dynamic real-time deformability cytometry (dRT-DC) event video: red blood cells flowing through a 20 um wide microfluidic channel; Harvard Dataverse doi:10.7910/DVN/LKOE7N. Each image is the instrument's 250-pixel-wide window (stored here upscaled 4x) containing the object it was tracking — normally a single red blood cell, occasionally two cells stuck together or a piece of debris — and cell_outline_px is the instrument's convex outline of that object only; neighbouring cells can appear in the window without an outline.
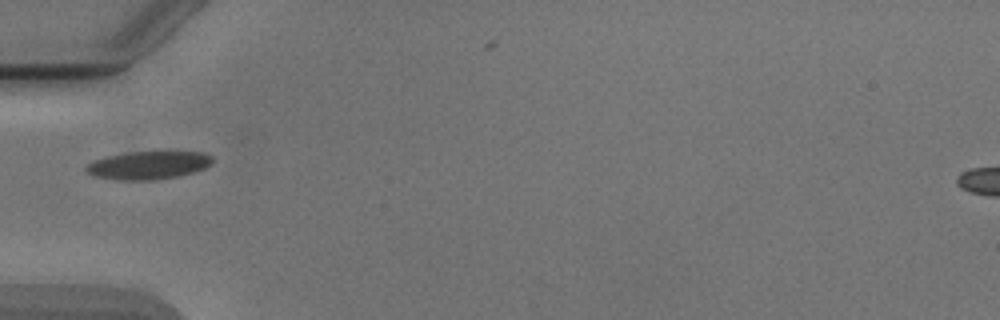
{"species": "Egyptian fruit bat (a non-hibernating species)", "species_latin": "Rousettus aegyptiacus", "temperature_condition": "cold", "stored_images_in_passage": 1, "camera_frame_rate_fps": 3000, "um_per_image_px": 0.085, "animal": {"sex": "male"}, "frame": {"image": 1, "passage_image": 1, "time_ms": 0.0, "image_size_px": [1000, 320], "cell_outline_px": [[212, 164], [204, 168], [192, 172], [176, 176], [152, 180], [120, 180], [92, 176], [84, 168], [88, 164], [96, 160], [108, 156], [124, 152], [204, 152], [212, 156]], "centroid_in_image_um": [12.6, 14.04], "position_along_channel_um": 72.4, "area_um2": 20.46}}